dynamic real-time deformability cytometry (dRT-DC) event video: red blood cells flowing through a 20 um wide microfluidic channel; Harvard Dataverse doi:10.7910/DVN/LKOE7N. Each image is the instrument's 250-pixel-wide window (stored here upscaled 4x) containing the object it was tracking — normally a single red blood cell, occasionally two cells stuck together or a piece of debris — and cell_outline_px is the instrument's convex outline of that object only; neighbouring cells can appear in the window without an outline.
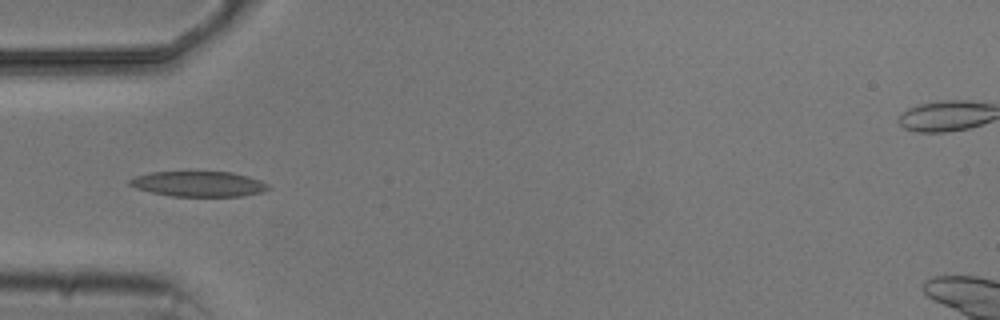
{"species": "common noctule bat (a hibernating species)", "species_latin": "Nyctalus noctula", "temperature_condition": "cold", "stored_images_in_passage": 6, "camera_frame_rate_fps": 3000, "um_per_image_px": 0.085, "animal": {"sex": "male", "body_mass_g": 20.5, "forearm_length_mm": 52.5}, "frame": {"image": 1, "passage_image": 5, "time_ms": 4.333, "image_size_px": [1000, 320], "cell_outline_px": [[272, 188], [260, 192], [244, 196], [172, 196], [152, 192], [136, 188], [128, 184], [128, 180], [136, 176], [152, 172], [232, 172], [248, 176], [260, 180], [268, 184]], "centroid_in_image_um": [16.9, 15.63], "position_along_channel_um": 68.1, "area_um2": 20.35}}
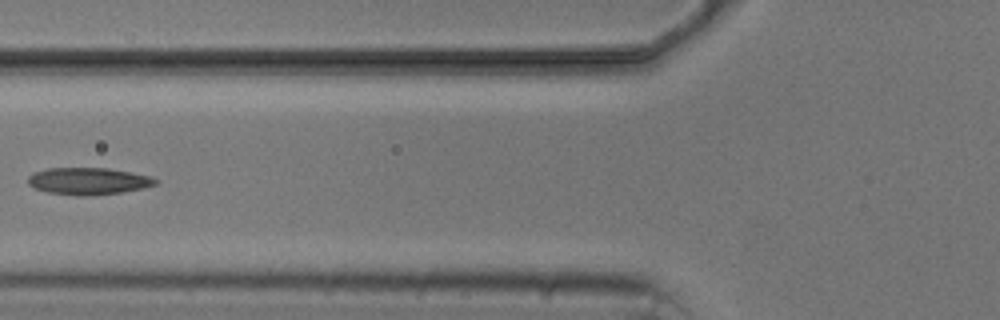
{"frame": {"image": 2, "passage_image": 6, "time_ms": 5.667, "image_size_px": [1000, 320], "cell_outline_px": [[160, 180], [156, 184], [144, 188], [120, 192], [84, 196], [76, 196], [48, 192], [36, 188], [28, 184], [28, 176], [36, 172], [48, 168], [108, 168], [132, 172], [152, 176]], "centroid_in_image_um": [7.55, 15.39], "position_along_channel_um": 118.2, "area_um2": 20.06}}